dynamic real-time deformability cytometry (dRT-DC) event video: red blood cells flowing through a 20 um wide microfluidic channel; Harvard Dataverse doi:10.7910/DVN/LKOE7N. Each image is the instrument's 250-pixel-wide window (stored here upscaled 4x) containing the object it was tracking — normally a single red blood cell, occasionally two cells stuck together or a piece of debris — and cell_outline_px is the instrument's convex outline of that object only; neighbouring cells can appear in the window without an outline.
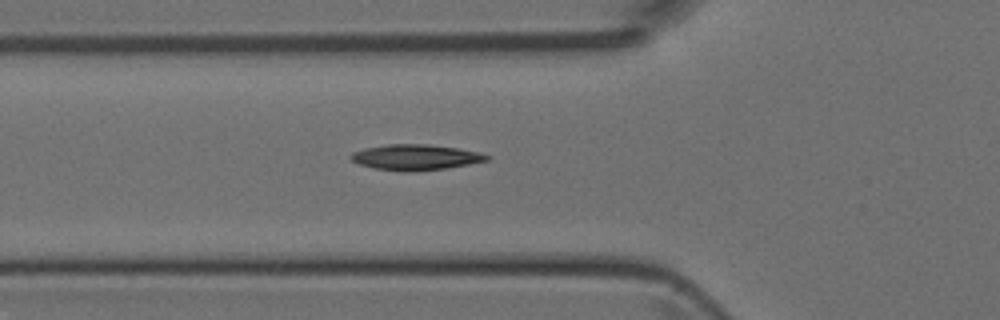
{"species": "Egyptian fruit bat (a non-hibernating species)", "species_latin": "Rousettus aegyptiacus", "temperature_condition": "room temperature", "stored_images_in_passage": 35, "camera_frame_rate_fps": 3000, "um_per_image_px": 0.085, "animal": {"sex": "female"}, "frame": {"image": 1, "passage_image": 6, "time_ms": 1.667, "image_size_px": [1000, 320], "cell_outline_px": [[492, 156], [488, 160], [468, 164], [444, 168], [412, 172], [404, 172], [376, 168], [360, 164], [352, 160], [348, 156], [352, 152], [364, 148], [388, 144], [428, 144], [460, 148], [480, 152]], "centroid_in_image_um": [35.33, 13.36], "position_along_channel_um": 90.5, "area_um2": 20.35}}
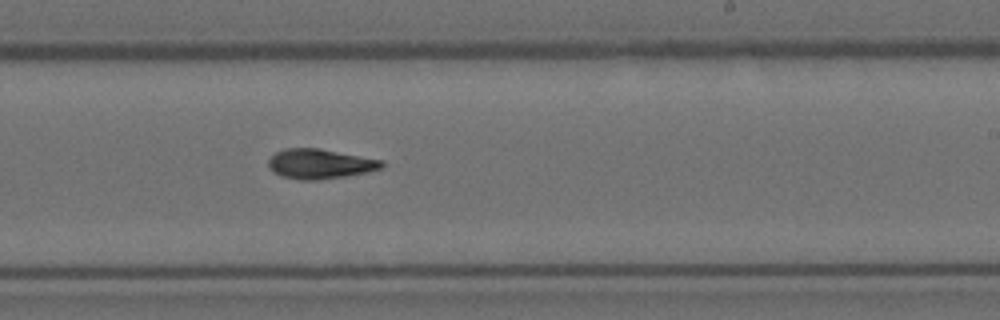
{"frame": {"image": 2, "passage_image": 18, "time_ms": 5.667, "image_size_px": [1000, 320], "cell_outline_px": [[384, 164], [380, 168], [368, 172], [344, 176], [316, 180], [300, 180], [280, 176], [272, 172], [268, 164], [268, 160], [276, 152], [284, 148], [320, 148], [384, 160]], "centroid_in_image_um": [27.18, 13.92], "position_along_channel_um": 261.8, "area_um2": 19.77}}
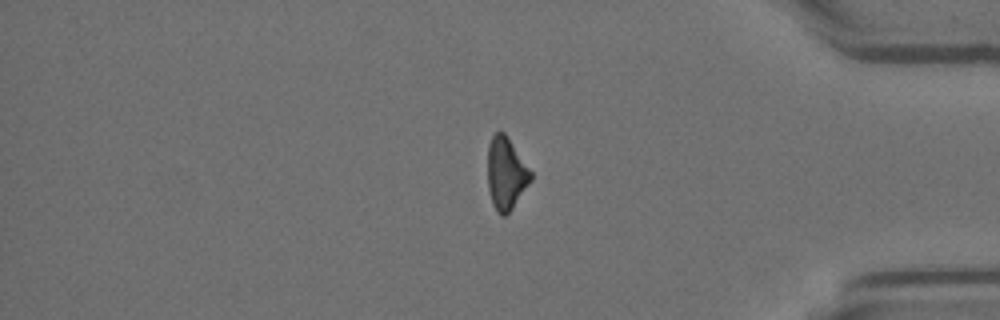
{"frame": {"image": 3, "passage_image": 29, "time_ms": 9.333, "image_size_px": [1000, 320], "cell_outline_px": [[532, 180], [512, 208], [504, 216], [500, 216], [496, 212], [492, 204], [488, 188], [488, 144], [492, 136], [496, 132], [504, 132], [508, 136], [532, 172]], "centroid_in_image_um": [43.01, 14.74], "position_along_channel_um": 392.2, "area_um2": 18.26}}